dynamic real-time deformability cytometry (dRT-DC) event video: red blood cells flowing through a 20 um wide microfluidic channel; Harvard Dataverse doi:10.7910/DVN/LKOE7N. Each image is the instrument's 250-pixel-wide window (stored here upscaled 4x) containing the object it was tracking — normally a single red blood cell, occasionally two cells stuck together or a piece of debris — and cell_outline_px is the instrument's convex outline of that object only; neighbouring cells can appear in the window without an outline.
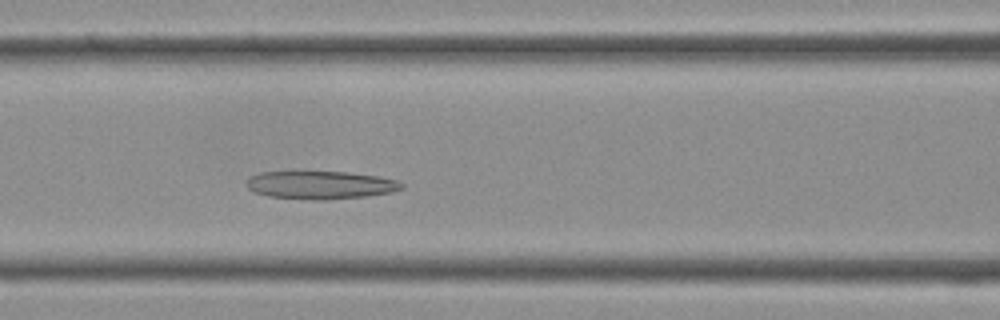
{"species": "Egyptian fruit bat (a non-hibernating species)", "species_latin": "Rousettus aegyptiacus", "temperature_condition": "cold", "stored_images_in_passage": 35, "camera_frame_rate_fps": 3000, "um_per_image_px": 0.085, "frame": {"image": 1, "passage_image": 12, "time_ms": 3.667, "image_size_px": [1000, 320], "cell_outline_px": [[404, 188], [392, 192], [364, 196], [328, 200], [312, 200], [268, 196], [256, 192], [248, 188], [248, 176], [260, 172], [348, 172], [380, 176], [396, 180], [404, 184]], "centroid_in_image_um": [27.27, 15.72], "position_along_channel_um": 139.3, "area_um2": 25.32}}
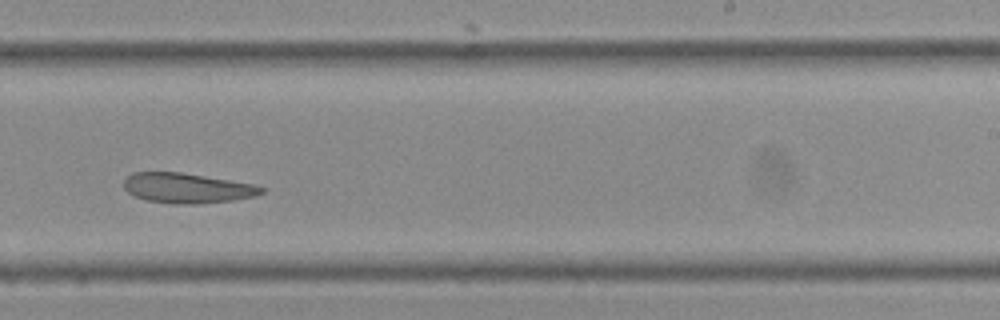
{"frame": {"image": 2, "passage_image": 20, "time_ms": 6.333, "image_size_px": [1000, 320], "cell_outline_px": [[264, 192], [256, 196], [232, 200], [192, 204], [176, 204], [148, 200], [136, 196], [128, 192], [124, 188], [124, 180], [132, 172], [180, 172], [256, 184], [264, 188]], "centroid_in_image_um": [15.93, 15.98], "position_along_channel_um": 273.1, "area_um2": 23.93}}
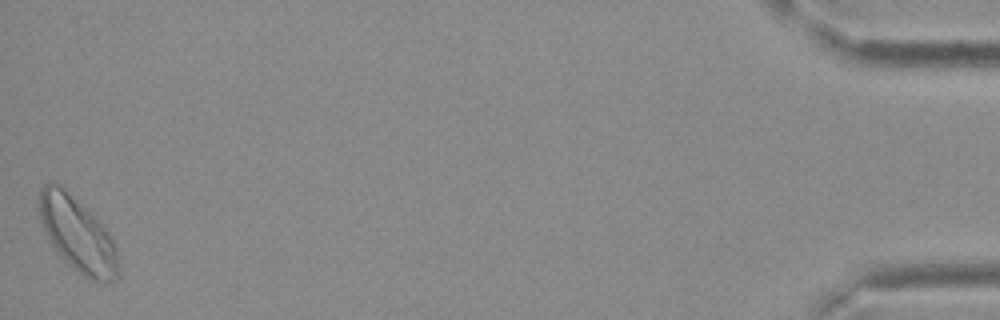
{"frame": {"image": 3, "passage_image": 35, "time_ms": 11.333, "image_size_px": [1000, 320], "cell_outline_px": [[120, 276], [116, 280], [92, 280], [76, 272], [68, 264], [52, 244], [40, 220], [36, 204], [36, 200], [40, 188], [44, 184], [60, 184], [108, 232], [116, 248], [120, 268]], "centroid_in_image_um": [6.56, 19.94], "position_along_channel_um": 428.6, "area_um2": 33.87}}